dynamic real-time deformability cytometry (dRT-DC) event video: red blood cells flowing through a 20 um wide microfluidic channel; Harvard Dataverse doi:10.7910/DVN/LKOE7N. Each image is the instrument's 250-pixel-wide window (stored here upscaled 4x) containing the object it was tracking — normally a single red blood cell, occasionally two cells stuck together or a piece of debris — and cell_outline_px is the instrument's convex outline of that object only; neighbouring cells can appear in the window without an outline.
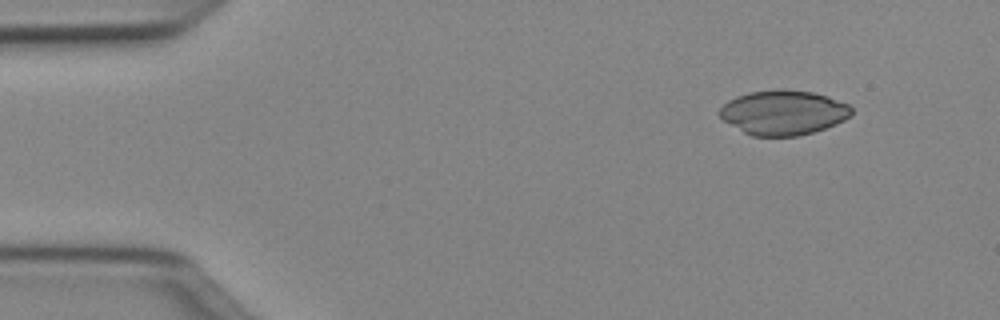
{"species": "Egyptian fruit bat (a non-hibernating species)", "species_latin": "Rousettus aegyptiacus", "temperature_condition": "cold", "stored_images_in_passage": 45, "camera_frame_rate_fps": 3000, "um_per_image_px": 0.085, "animal": {"sex": "female"}, "frame": {"image": 1, "passage_image": 1, "time_ms": 0.0, "image_size_px": [1000, 320], "cell_outline_px": [[852, 116], [836, 124], [812, 132], [796, 136], [752, 136], [744, 132], [724, 120], [720, 116], [720, 108], [728, 100], [736, 96], [748, 92], [776, 88], [784, 88], [812, 92], [828, 96], [848, 104], [852, 108]], "centroid_in_image_um": [66.6, 9.54], "position_along_channel_um": 18.4, "area_um2": 34.45}}
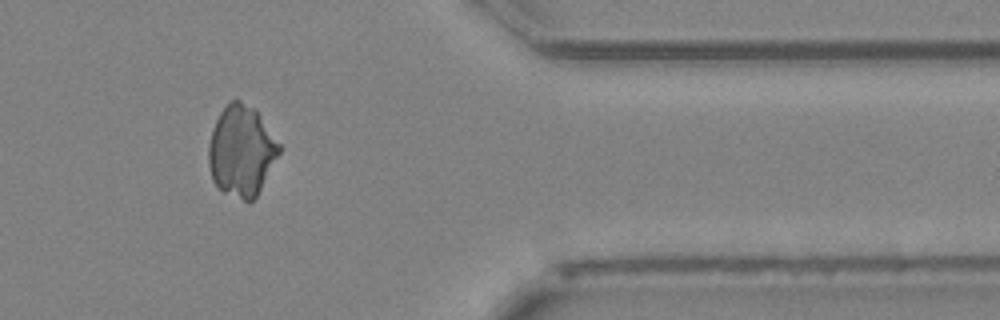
{"frame": {"image": 2, "passage_image": 37, "time_ms": 12.0, "image_size_px": [1000, 320], "cell_outline_px": [[280, 152], [256, 196], [248, 204], [224, 192], [212, 180], [208, 164], [208, 144], [212, 128], [220, 112], [228, 100], [240, 100], [256, 108], [280, 144]], "centroid_in_image_um": [20.5, 12.81], "position_along_channel_um": 390.9, "area_um2": 37.63}}
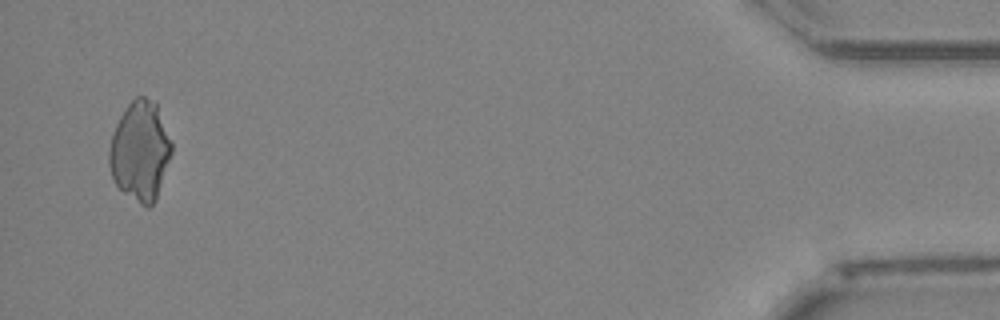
{"frame": {"image": 3, "passage_image": 44, "time_ms": 14.333, "image_size_px": [1000, 320], "cell_outline_px": [[172, 152], [156, 200], [148, 208], [140, 204], [124, 192], [116, 184], [112, 176], [108, 164], [108, 148], [112, 132], [124, 108], [136, 96], [144, 96], [156, 100], [172, 140]], "centroid_in_image_um": [11.92, 12.79], "position_along_channel_um": 423.3, "area_um2": 36.7}}